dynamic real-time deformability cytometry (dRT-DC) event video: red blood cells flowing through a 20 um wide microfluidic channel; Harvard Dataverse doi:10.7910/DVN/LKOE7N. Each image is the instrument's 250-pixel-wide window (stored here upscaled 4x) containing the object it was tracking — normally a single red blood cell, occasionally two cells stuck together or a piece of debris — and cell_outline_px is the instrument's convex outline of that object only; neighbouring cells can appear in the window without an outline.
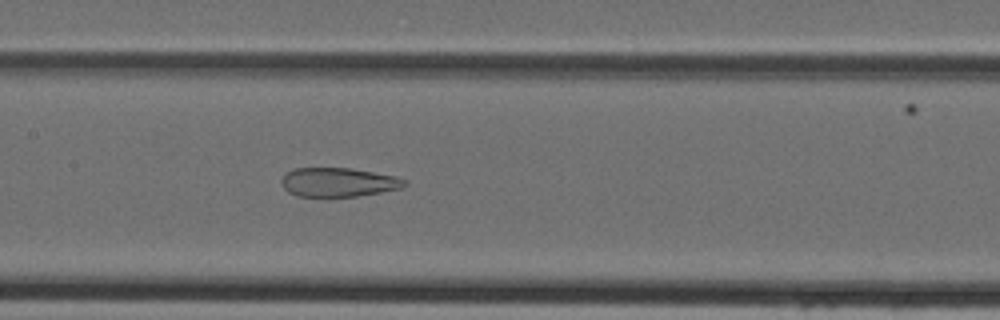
{"species": "Egyptian fruit bat (a non-hibernating species)", "species_latin": "Rousettus aegyptiacus", "temperature_condition": "cold", "stored_images_in_passage": 40, "camera_frame_rate_fps": 3000, "um_per_image_px": 0.085, "animal": {"sex": "female"}, "frame": {"image": 1, "passage_image": 17, "time_ms": 5.333, "image_size_px": [1000, 320], "cell_outline_px": [[408, 184], [404, 188], [356, 196], [296, 196], [288, 192], [280, 184], [280, 180], [284, 172], [296, 168], [352, 168], [396, 176], [404, 180]], "centroid_in_image_um": [28.73, 15.48], "position_along_channel_um": 178.7, "area_um2": 20.98}}
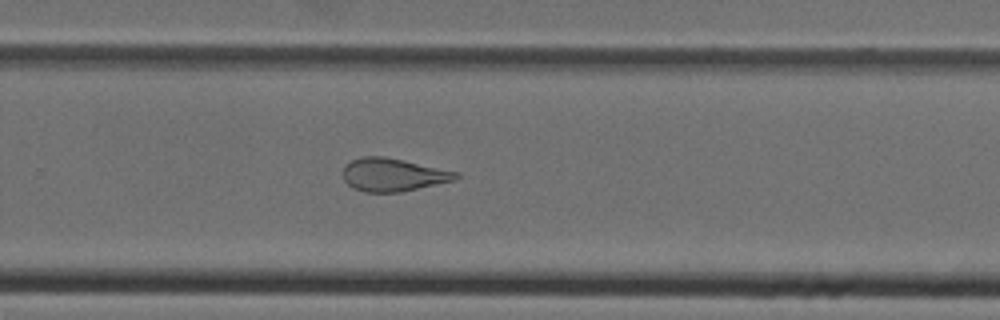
{"frame": {"image": 2, "passage_image": 25, "time_ms": 8.0, "image_size_px": [1000, 320], "cell_outline_px": [[460, 176], [456, 180], [400, 192], [364, 192], [352, 188], [344, 180], [344, 164], [360, 156], [384, 156], [460, 172]], "centroid_in_image_um": [33.41, 14.85], "position_along_channel_um": 296.4, "area_um2": 21.85}}
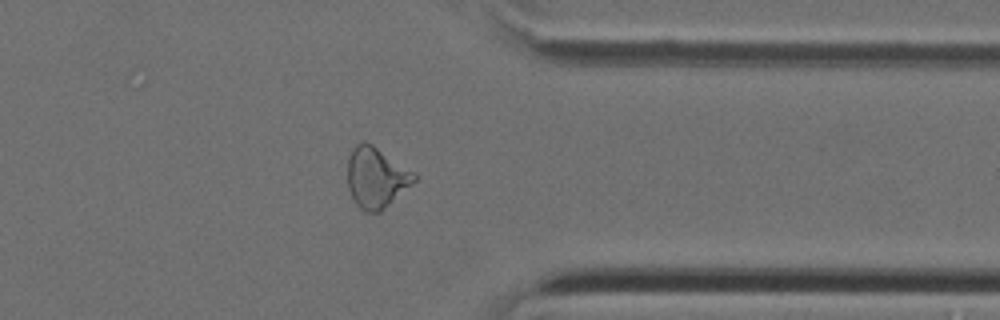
{"frame": {"image": 3, "passage_image": 31, "time_ms": 10.0, "image_size_px": [1000, 320], "cell_outline_px": [[416, 180], [380, 212], [364, 212], [356, 204], [348, 188], [348, 156], [352, 148], [360, 140], [372, 144], [416, 172]], "centroid_in_image_um": [31.97, 15.07], "position_along_channel_um": 379.4, "area_um2": 23.58}}